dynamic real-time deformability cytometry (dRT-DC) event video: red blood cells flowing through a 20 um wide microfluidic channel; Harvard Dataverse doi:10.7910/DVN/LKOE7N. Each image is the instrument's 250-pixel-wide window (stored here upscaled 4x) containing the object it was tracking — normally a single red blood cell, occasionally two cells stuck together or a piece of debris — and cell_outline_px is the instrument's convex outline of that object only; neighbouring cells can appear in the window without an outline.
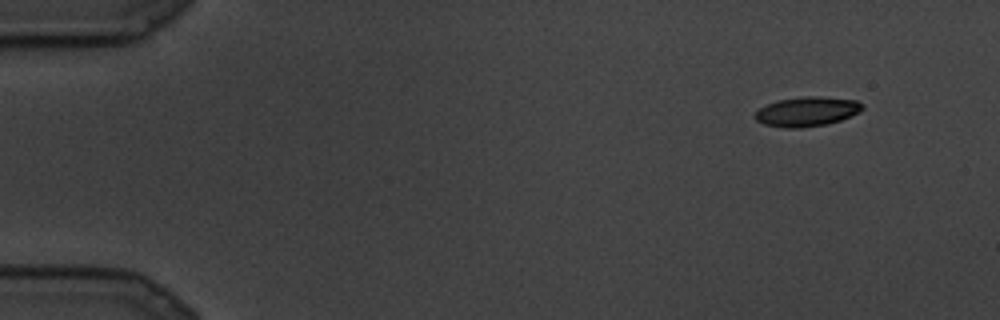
{"species": "common noctule bat (a hibernating species)", "species_latin": "Nyctalus noctula", "temperature_condition": "cold", "stored_images_in_passage": 8, "camera_frame_rate_fps": 3000, "um_per_image_px": 0.085, "animal": {"sex": "male", "body_mass_g": 19.5, "forearm_length_mm": 54.6}, "frame": {"image": 1, "passage_image": 1, "time_ms": 0.0, "image_size_px": [1000, 320], "cell_outline_px": [[864, 108], [860, 112], [840, 120], [828, 124], [800, 128], [784, 128], [764, 124], [756, 120], [752, 116], [760, 108], [776, 100], [800, 96], [820, 96], [856, 100], [864, 104]], "centroid_in_image_um": [68.59, 9.48], "position_along_channel_um": 16.4, "area_um2": 18.73}}